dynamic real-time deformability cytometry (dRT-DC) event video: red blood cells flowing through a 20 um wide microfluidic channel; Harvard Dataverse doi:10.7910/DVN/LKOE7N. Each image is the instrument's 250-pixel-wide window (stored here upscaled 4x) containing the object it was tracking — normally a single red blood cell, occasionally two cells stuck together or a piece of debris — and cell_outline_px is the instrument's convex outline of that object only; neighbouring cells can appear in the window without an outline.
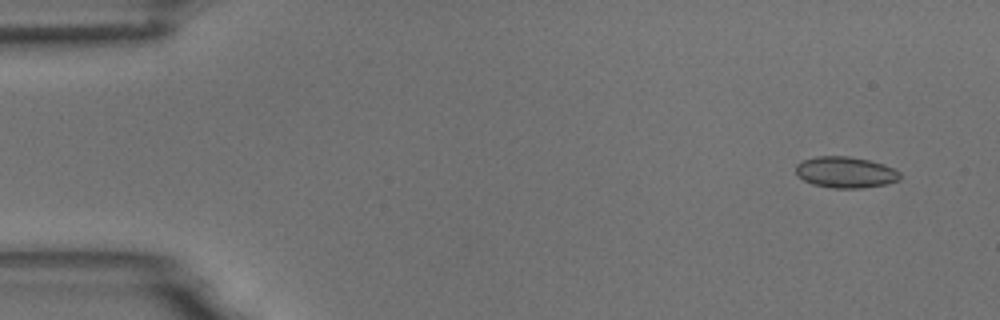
{"species": "common noctule bat (a hibernating species)", "species_latin": "Nyctalus noctula", "temperature_condition": "room temperature", "stored_images_in_passage": 7, "camera_frame_rate_fps": 3000, "um_per_image_px": 0.085, "animal": {"sex": "male", "body_mass_g": 18.8}, "frame": {"image": 1, "passage_image": 1, "time_ms": 0.0, "image_size_px": [1000, 320], "cell_outline_px": [[900, 180], [888, 184], [864, 188], [832, 188], [812, 184], [804, 180], [796, 172], [796, 164], [804, 160], [816, 156], [848, 156], [868, 160], [884, 164], [900, 172]], "centroid_in_image_um": [71.89, 14.65], "position_along_channel_um": 13.1, "area_um2": 18.96}}
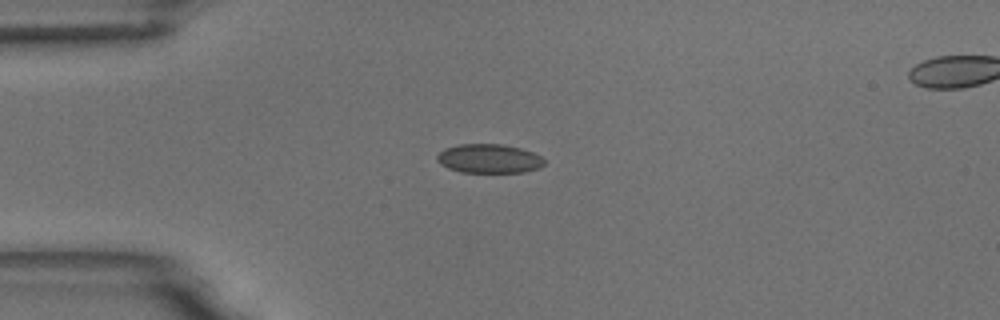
{"frame": {"image": 2, "passage_image": 4, "time_ms": 3.333, "image_size_px": [1000, 320], "cell_outline_px": [[544, 164], [540, 168], [524, 172], [460, 172], [448, 168], [440, 164], [436, 160], [436, 156], [444, 148], [460, 144], [504, 144], [520, 148], [532, 152], [540, 156], [544, 160]], "centroid_in_image_um": [41.55, 13.48], "position_along_channel_um": 43.4, "area_um2": 18.21}}